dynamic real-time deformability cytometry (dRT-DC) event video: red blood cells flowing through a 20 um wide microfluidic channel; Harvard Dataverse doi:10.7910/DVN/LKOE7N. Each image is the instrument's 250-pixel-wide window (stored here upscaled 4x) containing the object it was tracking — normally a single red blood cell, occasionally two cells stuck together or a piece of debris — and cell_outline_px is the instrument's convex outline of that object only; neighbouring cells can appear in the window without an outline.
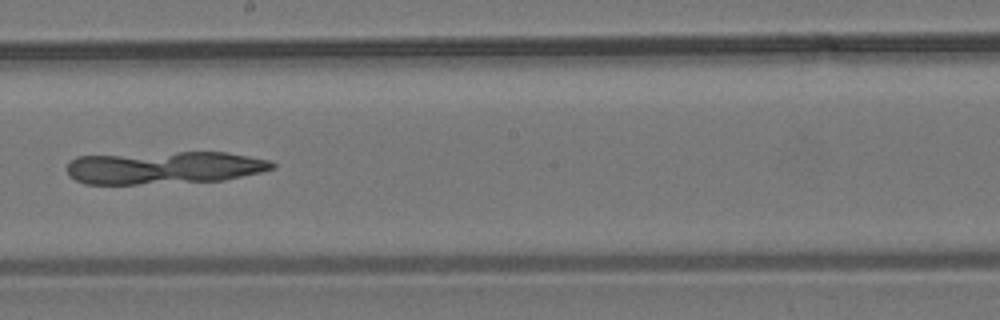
{"species": "common noctule bat (a hibernating species)", "species_latin": "Nyctalus noctula", "temperature_condition": "room temperature", "stored_images_in_passage": 47, "camera_frame_rate_fps": 3000, "um_per_image_px": 0.085, "animal": {"sex": "male", "body_mass_g": 19.2, "forearm_length_mm": 51.8}, "frame": {"image": 1, "passage_image": 22, "time_ms": 7.0, "image_size_px": [1000, 320], "cell_outline_px": [[276, 168], [260, 172], [224, 180], [136, 184], [84, 184], [68, 176], [68, 164], [76, 156], [176, 152], [224, 152], [272, 160], [276, 164]], "centroid_in_image_um": [13.97, 14.25], "position_along_channel_um": 234.2, "area_um2": 39.07}}